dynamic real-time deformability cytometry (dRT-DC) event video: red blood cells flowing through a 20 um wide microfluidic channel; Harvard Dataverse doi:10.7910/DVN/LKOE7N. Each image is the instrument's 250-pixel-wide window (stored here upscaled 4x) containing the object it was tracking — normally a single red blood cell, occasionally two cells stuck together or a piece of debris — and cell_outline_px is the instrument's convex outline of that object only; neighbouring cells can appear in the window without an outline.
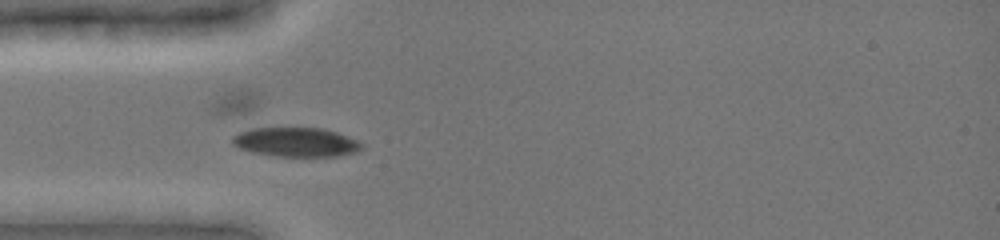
{"species": "common noctule bat (a hibernating species)", "species_latin": "Nyctalus noctula", "temperature_condition": "cold", "stored_images_in_passage": 4, "camera_frame_rate_fps": 3000, "um_per_image_px": 0.085, "animal": {"sex": "female", "body_mass_g": 19.0, "forearm_length_mm": 51.5}, "frame": {"image": 1, "passage_image": 3, "time_ms": 2.0, "image_size_px": [1000, 240], "cell_outline_px": [[364, 148], [356, 152], [336, 156], [276, 156], [252, 152], [240, 148], [232, 144], [232, 136], [252, 124], [256, 124], [324, 128], [336, 132], [356, 140], [364, 144]], "centroid_in_image_um": [25.04, 12.01], "position_along_channel_um": 60.0, "area_um2": 23.29}}
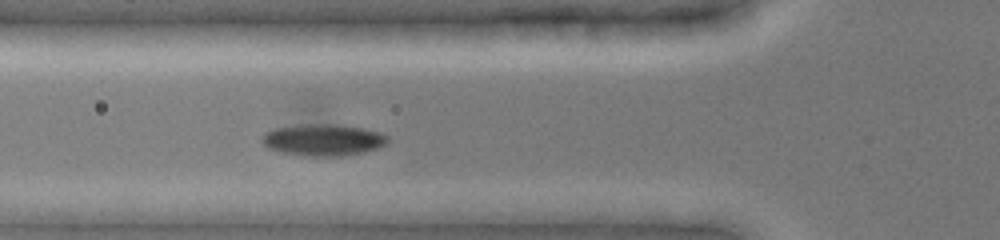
{"frame": {"image": 2, "passage_image": 4, "time_ms": 3.0, "image_size_px": [1000, 240], "cell_outline_px": [[388, 144], [380, 148], [364, 152], [340, 156], [304, 156], [280, 152], [268, 148], [260, 140], [264, 132], [308, 108], [320, 108], [380, 132], [388, 136]], "centroid_in_image_um": [27.39, 11.52], "position_along_channel_um": 98.4, "area_um2": 29.88}}